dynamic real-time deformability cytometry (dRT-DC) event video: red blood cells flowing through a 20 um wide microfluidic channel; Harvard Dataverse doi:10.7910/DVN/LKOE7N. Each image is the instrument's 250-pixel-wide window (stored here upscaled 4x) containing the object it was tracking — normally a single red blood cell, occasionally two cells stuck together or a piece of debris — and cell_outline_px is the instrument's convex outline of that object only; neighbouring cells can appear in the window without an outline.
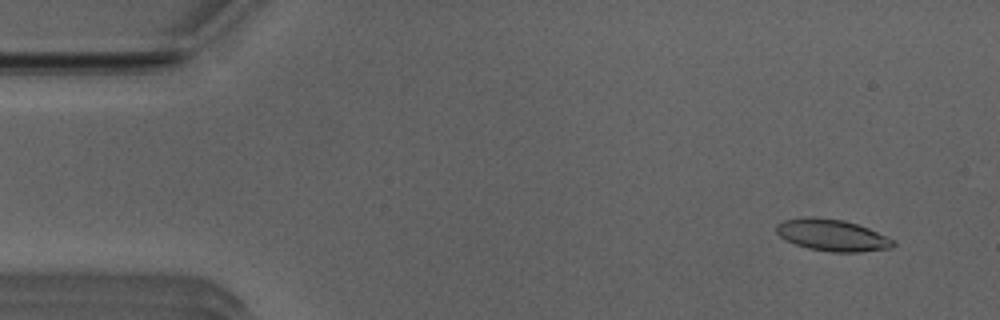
{"species": "Egyptian fruit bat (a non-hibernating species)", "species_latin": "Rousettus aegyptiacus", "temperature_condition": "room temperature", "stored_images_in_passage": 52, "camera_frame_rate_fps": 3000, "um_per_image_px": 0.085, "animal": {"sex": "male"}, "frame": {"image": 1, "passage_image": 4, "time_ms": 1.0, "image_size_px": [1000, 320], "cell_outline_px": [[896, 244], [888, 248], [860, 252], [832, 252], [808, 248], [784, 240], [776, 232], [776, 224], [784, 220], [808, 216], [816, 216], [844, 220], [868, 228], [896, 240]], "centroid_in_image_um": [70.72, 19.98], "position_along_channel_um": 14.3, "area_um2": 21.68}}
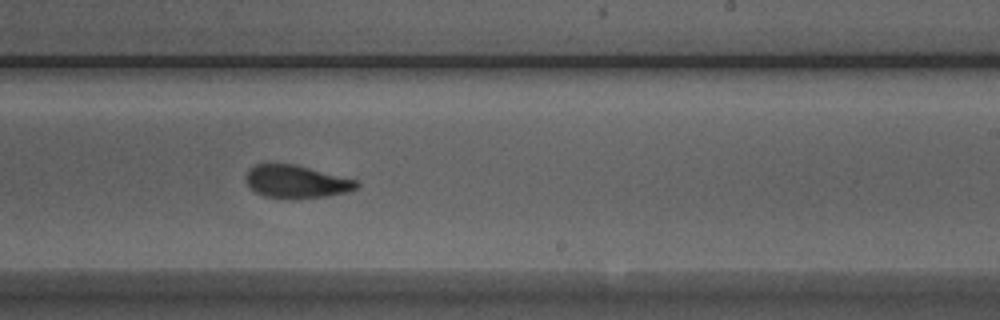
{"frame": {"image": 2, "passage_image": 31, "time_ms": 10.0, "image_size_px": [1000, 320], "cell_outline_px": [[360, 184], [356, 188], [344, 192], [324, 196], [292, 200], [264, 196], [256, 192], [244, 180], [244, 176], [248, 168], [256, 164], [296, 164], [356, 180]], "centroid_in_image_um": [25.13, 15.44], "position_along_channel_um": 263.9, "area_um2": 21.27}}
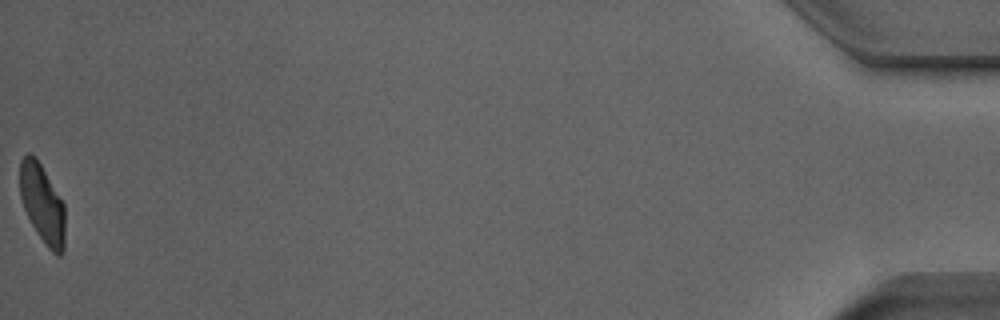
{"frame": {"image": 3, "passage_image": 52, "time_ms": 17.0, "image_size_px": [1000, 320], "cell_outline_px": [[64, 248], [60, 256], [56, 256], [48, 248], [32, 224], [24, 208], [20, 196], [20, 160], [28, 152], [36, 156], [64, 204]], "centroid_in_image_um": [3.59, 17.3], "position_along_channel_um": 431.6, "area_um2": 20.52}, "authors_computed_cell_mechanics": {"area_um2": 21.5883, "velocity_mm_per_s": 3.9331, "shape_relaxation_time_tau1_ms": 5.2148, "shape_relaxation_time_tau2_ms": 1.2832, "deformation_change_tau1": 0.18, "deformation_change_tau2": 0.0726}}